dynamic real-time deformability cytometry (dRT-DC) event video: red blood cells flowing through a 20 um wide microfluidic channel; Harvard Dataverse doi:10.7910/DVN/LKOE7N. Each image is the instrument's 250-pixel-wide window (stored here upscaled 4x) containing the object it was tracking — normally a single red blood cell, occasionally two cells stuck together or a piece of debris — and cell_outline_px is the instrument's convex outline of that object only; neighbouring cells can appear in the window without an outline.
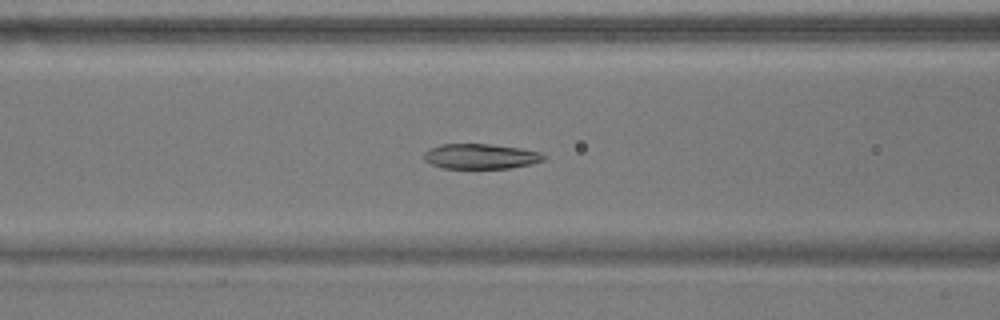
{"species": "common noctule bat (a hibernating species)", "species_latin": "Nyctalus noctula", "temperature_condition": "warm", "stored_images_in_passage": 41, "camera_frame_rate_fps": 3000, "um_per_image_px": 0.085, "animal": {"sex": "male", "body_mass_g": 17.9}, "frame": {"image": 1, "passage_image": 8, "time_ms": 2.333, "image_size_px": [1000, 320], "cell_outline_px": [[544, 160], [528, 164], [508, 168], [440, 168], [424, 160], [424, 152], [428, 148], [440, 144], [488, 144], [520, 148], [540, 152], [544, 156]], "centroid_in_image_um": [40.79, 13.28], "position_along_channel_um": 125.8, "area_um2": 17.4}}
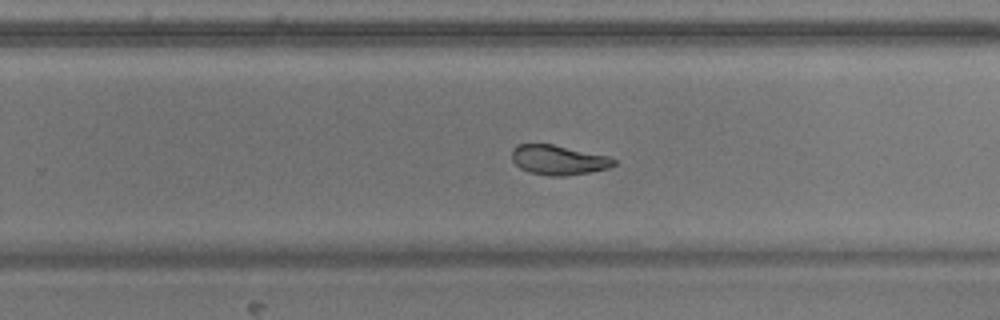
{"frame": {"image": 2, "passage_image": 21, "time_ms": 6.667, "image_size_px": [1000, 320], "cell_outline_px": [[616, 164], [608, 168], [588, 172], [564, 176], [548, 176], [528, 172], [520, 168], [512, 160], [512, 148], [516, 144], [552, 144], [608, 156], [616, 160]], "centroid_in_image_um": [47.43, 13.6], "position_along_channel_um": 282.4, "area_um2": 17.63}}
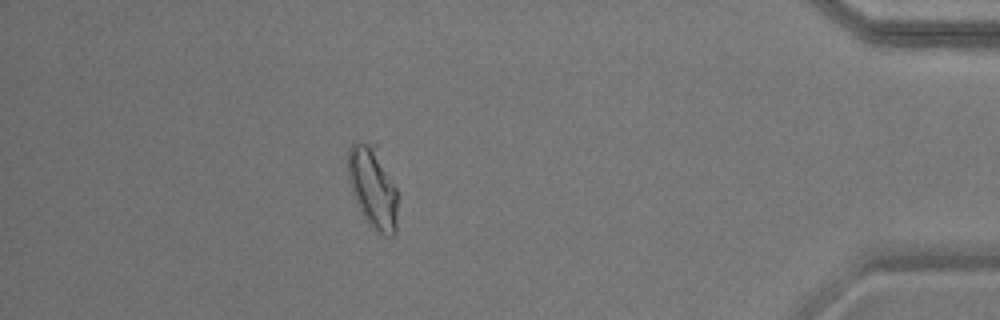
{"frame": {"image": 3, "passage_image": 35, "time_ms": 11.333, "image_size_px": [1000, 320], "cell_outline_px": [[396, 232], [392, 236], [384, 236], [368, 224], [364, 220], [360, 212], [352, 192], [348, 180], [348, 148], [352, 144], [376, 144], [396, 188]], "centroid_in_image_um": [31.68, 15.96], "position_along_channel_um": 403.5, "area_um2": 23.52}, "authors_computed_cell_mechanics": {"area_um2": 18.2648, "velocity_mm_per_s": 3.6206, "shape_relaxation_time_tau1_ms": 8.023, "shape_relaxation_time_tau2_ms": 2.2153, "deformation_change_tau1": 0.1987, "deformation_change_tau2": 0.0828}}